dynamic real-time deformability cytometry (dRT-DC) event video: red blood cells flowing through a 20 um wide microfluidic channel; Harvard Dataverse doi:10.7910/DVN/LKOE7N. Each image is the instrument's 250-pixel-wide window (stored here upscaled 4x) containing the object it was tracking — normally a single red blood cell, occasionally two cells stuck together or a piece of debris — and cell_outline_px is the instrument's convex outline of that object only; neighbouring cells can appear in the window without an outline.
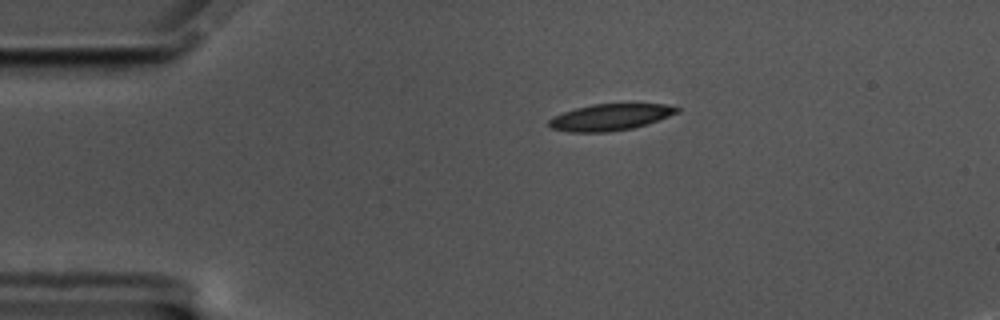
{"species": "common noctule bat (a hibernating species)", "species_latin": "Nyctalus noctula", "temperature_condition": "cold", "stored_images_in_passage": 47, "camera_frame_rate_fps": 3000, "um_per_image_px": 0.085, "animal": {"sex": "male", "body_mass_g": 17.5, "forearm_length_mm": 52.3}, "frame": {"image": 1, "passage_image": 1, "time_ms": 0.0, "image_size_px": [1000, 320], "cell_outline_px": [[680, 112], [632, 128], [608, 132], [568, 132], [552, 128], [548, 124], [548, 120], [552, 116], [576, 108], [592, 104], [664, 104], [680, 108]], "centroid_in_image_um": [51.82, 9.96], "position_along_channel_um": 33.2, "area_um2": 19.54}}
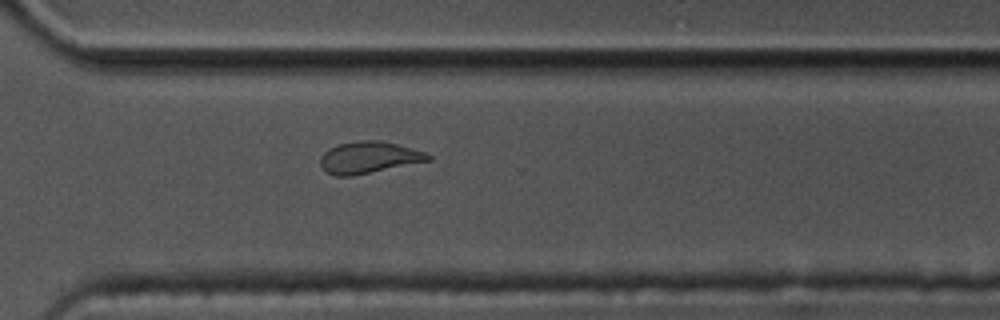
{"frame": {"image": 2, "passage_image": 31, "time_ms": 10.0, "image_size_px": [1000, 320], "cell_outline_px": [[432, 160], [352, 176], [336, 176], [328, 172], [320, 164], [320, 156], [328, 148], [340, 144], [360, 140], [380, 140], [396, 144], [424, 152], [432, 156]], "centroid_in_image_um": [31.34, 13.38], "position_along_channel_um": 339.3, "area_um2": 19.77}}
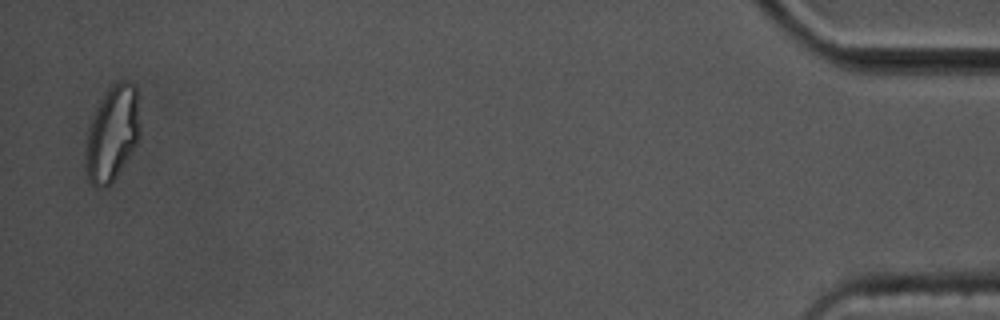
{"frame": {"image": 3, "passage_image": 46, "time_ms": 15.0, "image_size_px": [1000, 320], "cell_outline_px": [[140, 132], [136, 144], [116, 176], [108, 184], [92, 184], [88, 180], [84, 160], [88, 132], [96, 108], [104, 92], [120, 80], [128, 80], [136, 88], [140, 128]], "centroid_in_image_um": [9.54, 11.3], "position_along_channel_um": 425.7, "area_um2": 29.48}, "authors_computed_cell_mechanics": {"area_um2": 20.4034, "velocity_mm_per_s": 3.4841, "shape_relaxation_time_tau1_ms": 9.3054, "shape_relaxation_time_tau2_ms": 2.4685, "deformation_change_tau1": 0.2294, "deformation_change_tau2": 0.1046}}